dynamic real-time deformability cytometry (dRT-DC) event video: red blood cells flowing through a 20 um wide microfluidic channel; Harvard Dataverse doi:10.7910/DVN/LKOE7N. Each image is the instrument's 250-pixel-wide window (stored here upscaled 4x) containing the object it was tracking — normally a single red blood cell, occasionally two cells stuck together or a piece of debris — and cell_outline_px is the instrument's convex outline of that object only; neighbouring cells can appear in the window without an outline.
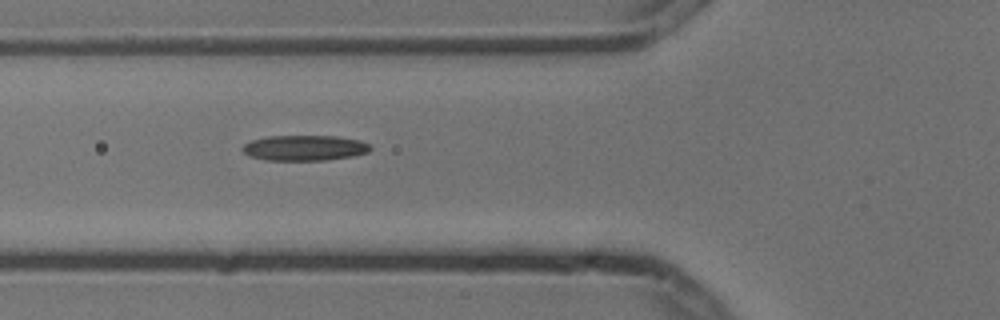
{"species": "common noctule bat (a hibernating species)", "species_latin": "Nyctalus noctula", "temperature_condition": "cold", "stored_images_in_passage": 5, "segment_of_instrument_passage": [2, 2], "camera_frame_rate_fps": 3000, "um_per_image_px": 0.085, "animal": {"sex": "male", "body_mass_g": 13.3}, "frame": {"image": 1, "passage_image": 5, "time_ms": 1.333, "image_size_px": [1000, 320], "cell_outline_px": [[372, 148], [368, 152], [352, 156], [328, 160], [264, 160], [248, 156], [240, 148], [244, 144], [252, 140], [268, 136], [336, 136], [360, 140], [368, 144]], "centroid_in_image_um": [25.86, 12.57], "position_along_channel_um": 99.9, "area_um2": 19.02}}